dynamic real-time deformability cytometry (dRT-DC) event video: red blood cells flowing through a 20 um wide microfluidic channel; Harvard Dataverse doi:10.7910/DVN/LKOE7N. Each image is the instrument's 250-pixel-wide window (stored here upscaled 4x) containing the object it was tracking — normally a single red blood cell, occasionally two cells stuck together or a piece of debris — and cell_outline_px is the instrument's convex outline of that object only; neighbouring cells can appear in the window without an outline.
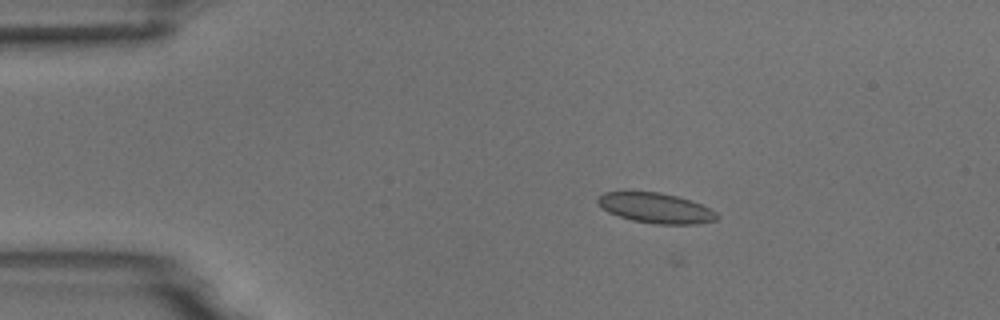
{"species": "common noctule bat (a hibernating species)", "species_latin": "Nyctalus noctula", "temperature_condition": "room temperature", "stored_images_in_passage": 5, "camera_frame_rate_fps": 3000, "um_per_image_px": 0.085, "animal": {"sex": "male", "body_mass_g": 18.8}, "frame": {"image": 1, "passage_image": 3, "time_ms": 2.333, "image_size_px": [1000, 320], "cell_outline_px": [[720, 216], [716, 220], [696, 224], [656, 224], [632, 220], [608, 212], [596, 204], [596, 200], [604, 192], [660, 192], [692, 200], [716, 212]], "centroid_in_image_um": [55.74, 17.68], "position_along_channel_um": 29.3, "area_um2": 20.87}}